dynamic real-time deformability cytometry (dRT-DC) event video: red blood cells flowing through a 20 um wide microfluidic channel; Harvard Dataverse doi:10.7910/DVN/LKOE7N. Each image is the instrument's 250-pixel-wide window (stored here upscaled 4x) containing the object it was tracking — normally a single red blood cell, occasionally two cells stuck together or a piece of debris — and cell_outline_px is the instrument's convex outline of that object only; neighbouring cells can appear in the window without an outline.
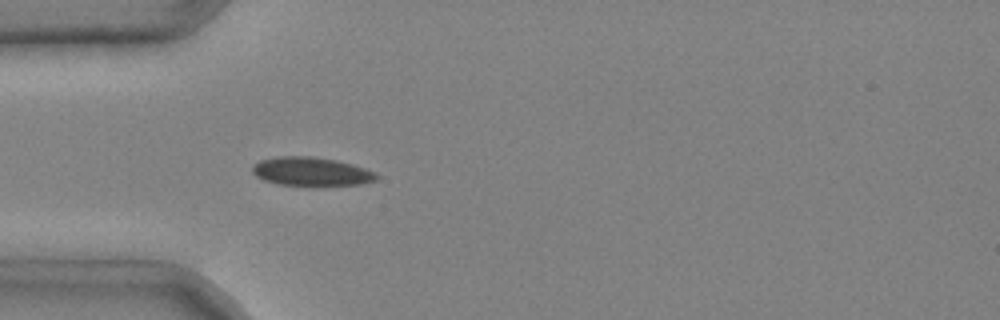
{"species": "common noctule bat (a hibernating species)", "species_latin": "Nyctalus noctula", "temperature_condition": "cold", "stored_images_in_passage": 4, "camera_frame_rate_fps": 3000, "um_per_image_px": 0.085, "animal": {"sex": "male", "body_mass_g": 20.4}, "frame": {"image": 1, "passage_image": 4, "time_ms": 1.0, "image_size_px": [1000, 320], "cell_outline_px": [[380, 176], [376, 180], [360, 184], [276, 184], [264, 180], [256, 176], [252, 172], [252, 164], [260, 160], [276, 156], [312, 156], [336, 160], [352, 164], [376, 172]], "centroid_in_image_um": [26.43, 14.55], "position_along_channel_um": 58.6, "area_um2": 20.46}}